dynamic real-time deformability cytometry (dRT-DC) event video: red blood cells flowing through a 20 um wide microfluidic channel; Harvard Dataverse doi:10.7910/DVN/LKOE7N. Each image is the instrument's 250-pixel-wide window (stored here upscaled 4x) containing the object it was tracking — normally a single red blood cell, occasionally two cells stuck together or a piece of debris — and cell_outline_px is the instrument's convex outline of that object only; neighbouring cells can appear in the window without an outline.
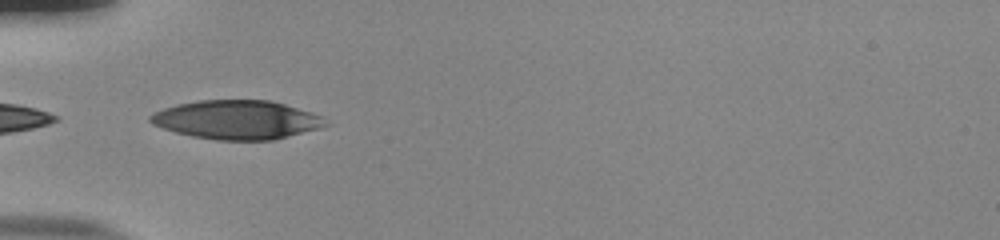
{"species": "human", "species_latin": "Homo sapiens", "temperature_condition": "room temperature", "stored_images_in_passage": 31, "camera_frame_rate_fps": 3000, "um_per_image_px": 0.085, "donor": {"sex": "male"}, "frame": {"image": 1, "passage_image": 1, "time_ms": 0.0, "image_size_px": [1000, 240], "cell_outline_px": [[328, 124], [320, 128], [272, 140], [216, 140], [192, 136], [176, 132], [152, 124], [148, 120], [148, 116], [152, 112], [176, 104], [200, 100], [272, 100], [312, 112], [324, 116]], "centroid_in_image_um": [20.13, 10.17], "position_along_channel_um": 64.9, "area_um2": 39.82}}
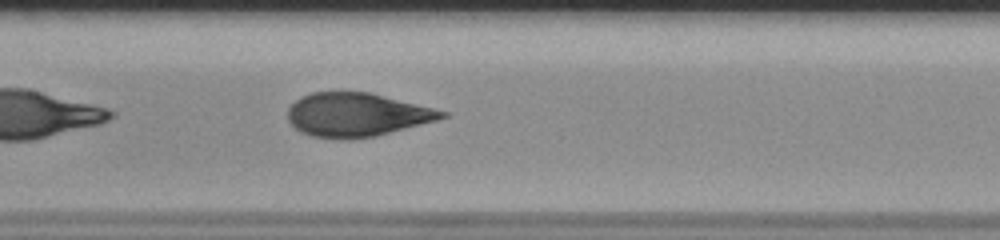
{"frame": {"image": 2, "passage_image": 10, "time_ms": 3.0, "image_size_px": [1000, 240], "cell_outline_px": [[448, 116], [436, 120], [376, 136], [352, 140], [344, 140], [312, 136], [300, 132], [288, 120], [288, 108], [300, 96], [312, 92], [368, 92], [448, 112]], "centroid_in_image_um": [30.27, 9.77], "position_along_channel_um": 177.1, "area_um2": 39.02}}
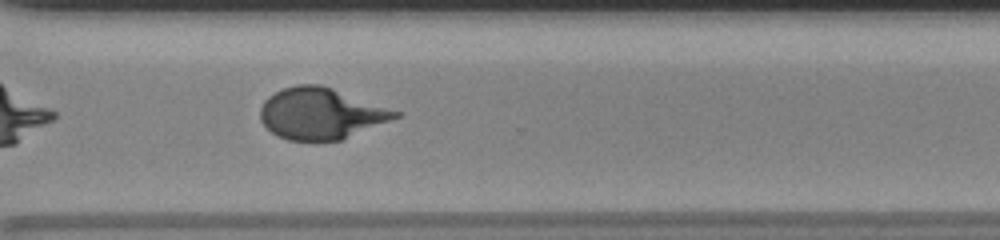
{"frame": {"image": 3, "passage_image": 23, "time_ms": 7.333, "image_size_px": [1000, 240], "cell_outline_px": [[400, 116], [340, 140], [288, 140], [276, 136], [260, 120], [260, 108], [264, 100], [268, 96], [284, 88], [296, 84], [320, 84], [332, 88], [400, 112]], "centroid_in_image_um": [27.22, 9.64], "position_along_channel_um": 343.4, "area_um2": 39.77}, "authors_computed_cell_mechanics": {"area_um2": 39.9398, "velocity_mm_per_s": 3.8457, "shape_relaxation_time_tau1_ms": 5.3528, "shape_relaxation_time_tau2_ms": null, "deformation_change_tau1": 0.215, "deformation_change_tau2": null}}